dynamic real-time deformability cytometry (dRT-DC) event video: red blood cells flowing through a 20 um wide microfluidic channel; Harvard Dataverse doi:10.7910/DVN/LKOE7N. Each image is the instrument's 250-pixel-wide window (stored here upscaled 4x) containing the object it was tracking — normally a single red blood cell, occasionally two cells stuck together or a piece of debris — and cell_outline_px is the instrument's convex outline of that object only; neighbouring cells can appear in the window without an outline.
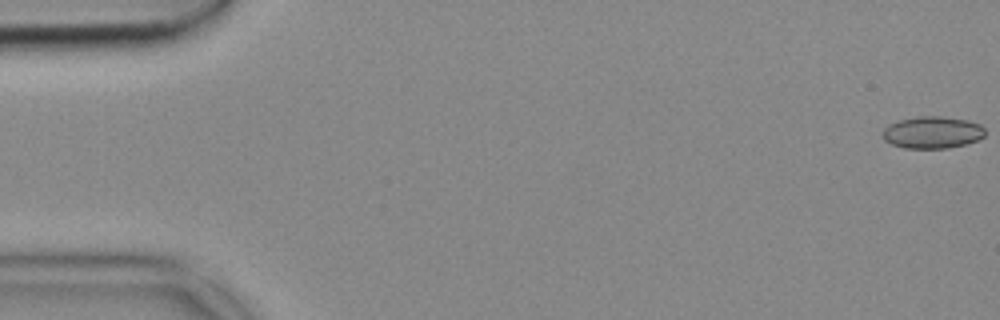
{"species": "common noctule bat (a hibernating species)", "species_latin": "Nyctalus noctula", "temperature_condition": "cold", "stored_images_in_passage": 54, "camera_frame_rate_fps": 3000, "um_per_image_px": 0.085, "animal": {"sex": "female", "body_mass_g": 18.4}, "frame": {"image": 1, "passage_image": 1, "time_ms": 0.0, "image_size_px": [1000, 320], "cell_outline_px": [[984, 136], [976, 140], [964, 144], [948, 148], [904, 148], [892, 144], [884, 140], [884, 128], [888, 124], [900, 120], [916, 116], [940, 116], [968, 120], [980, 124], [984, 128]], "centroid_in_image_um": [79.25, 11.25], "position_along_channel_um": 5.8, "area_um2": 19.02}}
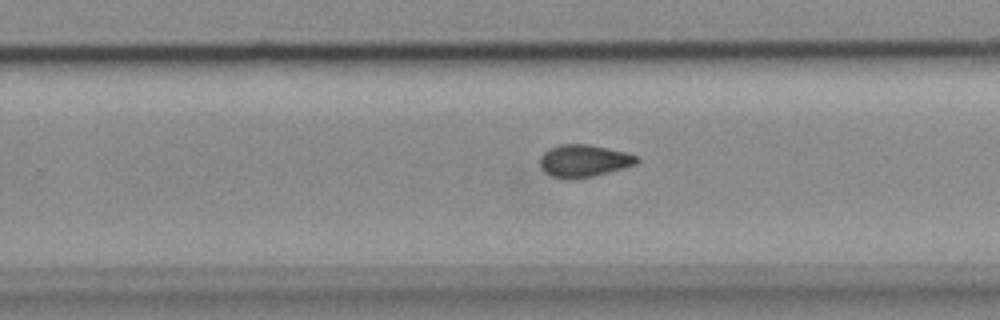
{"frame": {"image": 2, "passage_image": 34, "time_ms": 11.0, "image_size_px": [1000, 320], "cell_outline_px": [[640, 160], [636, 164], [624, 168], [576, 180], [568, 180], [552, 176], [544, 172], [540, 168], [540, 156], [548, 148], [560, 144], [588, 144], [628, 152], [636, 156]], "centroid_in_image_um": [49.6, 13.67], "position_along_channel_um": 280.2, "area_um2": 18.55}}
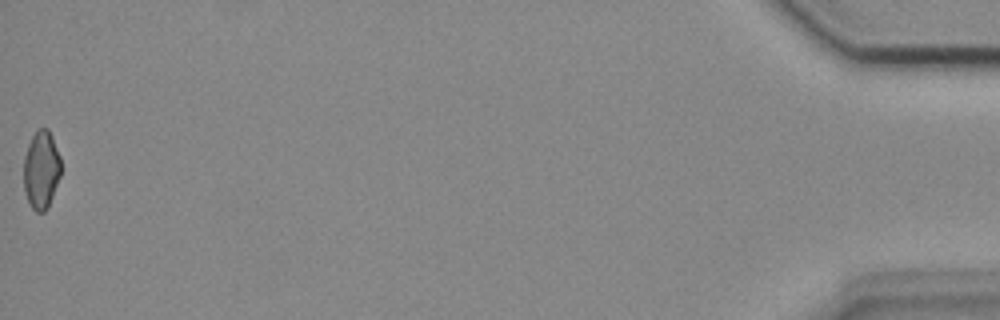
{"frame": {"image": 3, "passage_image": 54, "time_ms": 17.667, "image_size_px": [1000, 320], "cell_outline_px": [[60, 176], [48, 208], [44, 212], [36, 212], [32, 208], [24, 192], [24, 156], [28, 144], [36, 128], [48, 128], [52, 136], [60, 156]], "centroid_in_image_um": [3.5, 14.42], "position_along_channel_um": 431.7, "area_um2": 17.05}}